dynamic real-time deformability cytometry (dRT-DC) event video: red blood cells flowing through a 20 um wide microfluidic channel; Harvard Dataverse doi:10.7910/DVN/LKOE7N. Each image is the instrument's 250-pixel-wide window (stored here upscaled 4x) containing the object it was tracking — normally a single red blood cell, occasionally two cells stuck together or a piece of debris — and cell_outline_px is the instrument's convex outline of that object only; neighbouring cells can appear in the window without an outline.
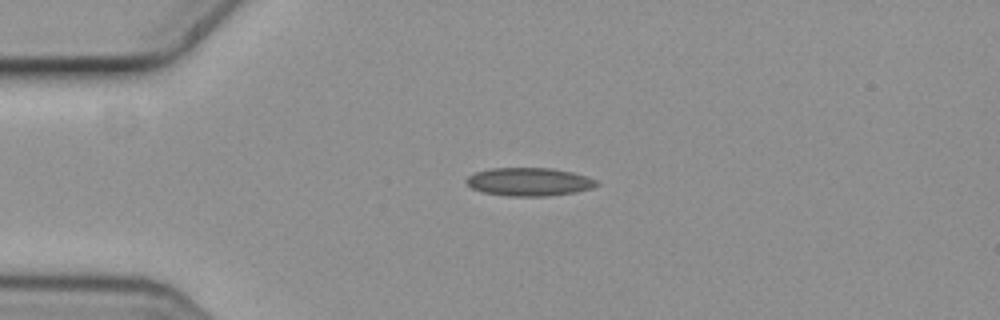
{"species": "common noctule bat (a hibernating species)", "species_latin": "Nyctalus noctula", "temperature_condition": "cold", "stored_images_in_passage": 3, "camera_frame_rate_fps": 3000, "um_per_image_px": 0.085, "animal": {"sex": "female", "body_mass_g": 19.3, "forearm_length_mm": 54.1}, "frame": {"image": 1, "passage_image": 1, "time_ms": 0.0, "image_size_px": [1000, 320], "cell_outline_px": [[600, 184], [592, 188], [572, 192], [544, 196], [508, 196], [484, 192], [472, 188], [464, 180], [468, 176], [476, 172], [492, 168], [552, 168], [572, 172], [596, 180]], "centroid_in_image_um": [44.95, 15.45], "position_along_channel_um": 40.0, "area_um2": 21.15}}
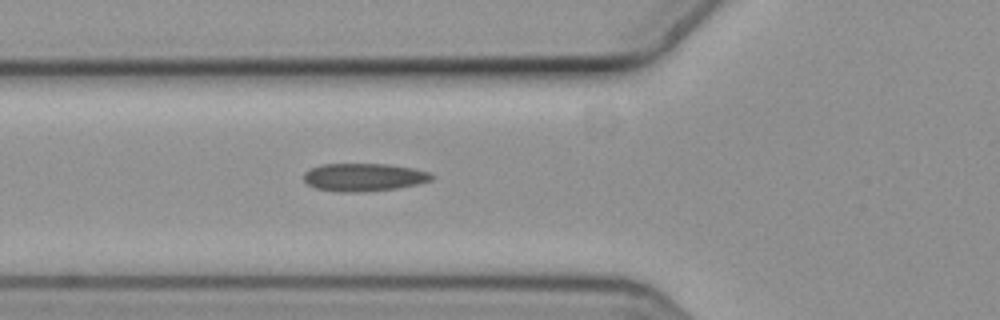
{"frame": {"image": 2, "passage_image": 3, "time_ms": 0.667, "image_size_px": [1000, 320], "cell_outline_px": [[432, 180], [416, 184], [396, 188], [364, 192], [340, 192], [316, 188], [308, 184], [304, 180], [304, 172], [320, 164], [388, 164], [412, 168], [428, 172], [432, 176]], "centroid_in_image_um": [30.89, 15.06], "position_along_channel_um": 94.9, "area_um2": 20.63}}